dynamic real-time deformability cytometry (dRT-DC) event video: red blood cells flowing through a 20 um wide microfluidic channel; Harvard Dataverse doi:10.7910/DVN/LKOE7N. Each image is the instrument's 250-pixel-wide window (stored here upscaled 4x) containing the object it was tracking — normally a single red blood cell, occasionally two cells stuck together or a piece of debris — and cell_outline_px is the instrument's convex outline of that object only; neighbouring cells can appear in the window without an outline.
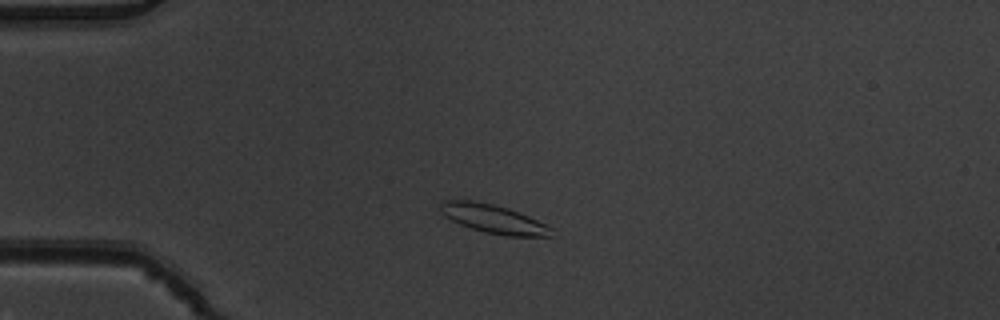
{"species": "common noctule bat (a hibernating species)", "species_latin": "Nyctalus noctula", "temperature_condition": "warm", "stored_images_in_passage": 5, "camera_frame_rate_fps": 3000, "um_per_image_px": 0.085, "animal": {"sex": "male", "body_mass_g": 19.5, "forearm_length_mm": 54.6}, "frame": {"image": 1, "passage_image": 3, "time_ms": 0.667, "image_size_px": [1000, 320], "cell_outline_px": [[556, 236], [504, 236], [484, 232], [460, 224], [444, 216], [440, 212], [440, 200], [472, 200], [492, 204], [508, 208], [548, 224], [556, 228]], "centroid_in_image_um": [42.01, 18.62], "position_along_channel_um": 43.0, "area_um2": 18.9}}
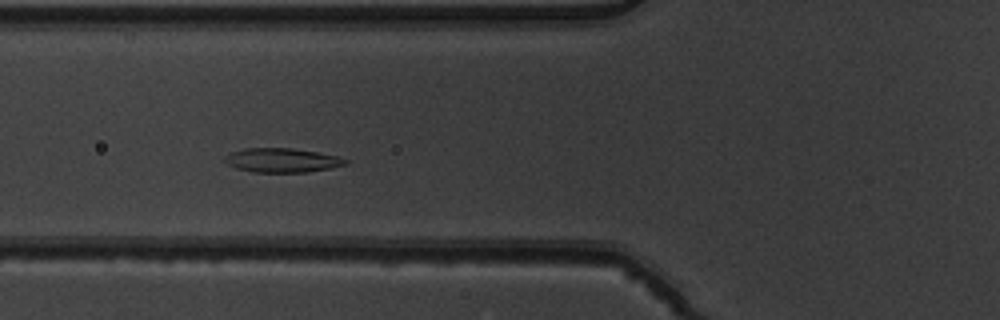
{"frame": {"image": 2, "passage_image": 5, "time_ms": 1.333, "image_size_px": [1000, 320], "cell_outline_px": [[348, 164], [308, 172], [252, 172], [236, 168], [228, 164], [224, 160], [224, 156], [232, 152], [244, 148], [292, 148], [316, 152], [336, 156], [348, 160]], "centroid_in_image_um": [23.94, 13.62], "position_along_channel_um": 101.9, "area_um2": 16.88}}